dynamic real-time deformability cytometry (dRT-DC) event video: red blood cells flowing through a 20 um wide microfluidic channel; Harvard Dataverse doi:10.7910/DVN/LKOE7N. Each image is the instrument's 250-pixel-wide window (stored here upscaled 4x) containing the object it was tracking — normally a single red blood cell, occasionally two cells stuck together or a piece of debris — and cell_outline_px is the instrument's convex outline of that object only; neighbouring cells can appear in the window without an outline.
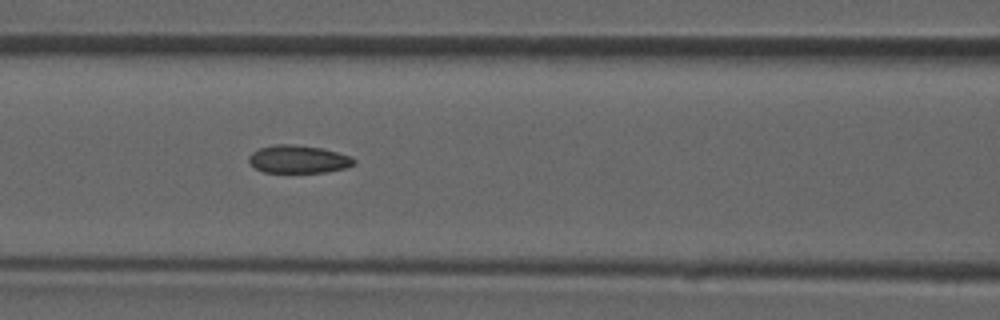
{"species": "common noctule bat (a hibernating species)", "species_latin": "Nyctalus noctula", "temperature_condition": "room temperature", "stored_images_in_passage": 47, "camera_frame_rate_fps": 3000, "um_per_image_px": 0.085, "animal": {"sex": "male", "forearm_length_mm": 52.5}, "frame": {"image": 1, "passage_image": 20, "time_ms": 6.333, "image_size_px": [1000, 320], "cell_outline_px": [[356, 164], [348, 168], [324, 172], [264, 172], [256, 168], [248, 160], [248, 156], [252, 152], [260, 148], [276, 144], [292, 144], [320, 148], [352, 156], [356, 160]], "centroid_in_image_um": [25.4, 13.53], "position_along_channel_um": 141.2, "area_um2": 17.05}}